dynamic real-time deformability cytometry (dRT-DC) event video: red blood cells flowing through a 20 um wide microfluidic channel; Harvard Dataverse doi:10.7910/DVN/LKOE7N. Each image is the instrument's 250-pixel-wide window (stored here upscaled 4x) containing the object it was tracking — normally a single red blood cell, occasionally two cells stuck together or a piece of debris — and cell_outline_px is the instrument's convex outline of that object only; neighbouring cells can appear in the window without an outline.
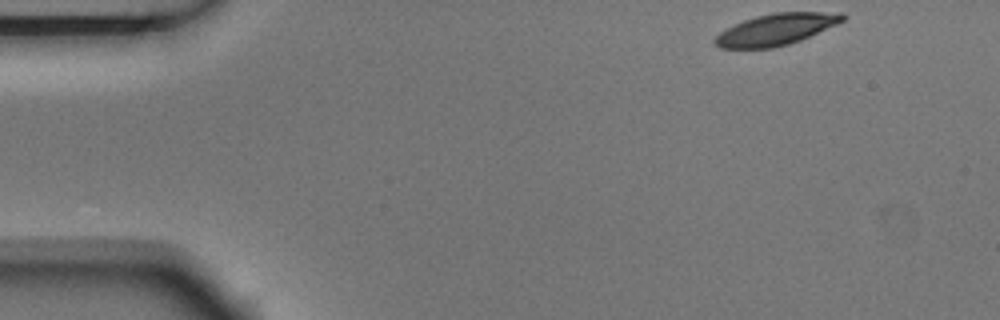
{"species": "Egyptian fruit bat (a non-hibernating species)", "species_latin": "Rousettus aegyptiacus", "temperature_condition": "room temperature", "stored_images_in_passage": 3, "camera_frame_rate_fps": 3000, "um_per_image_px": 0.085, "animal": {"sex": "male"}, "frame": {"image": 1, "passage_image": 1, "time_ms": 0.0, "image_size_px": [1000, 320], "cell_outline_px": [[848, 16], [844, 20], [836, 24], [800, 40], [788, 44], [772, 48], [720, 48], [712, 40], [720, 32], [744, 20], [756, 16], [772, 12], [844, 12]], "centroid_in_image_um": [65.99, 2.49], "position_along_channel_um": 19.0, "area_um2": 23.24}}